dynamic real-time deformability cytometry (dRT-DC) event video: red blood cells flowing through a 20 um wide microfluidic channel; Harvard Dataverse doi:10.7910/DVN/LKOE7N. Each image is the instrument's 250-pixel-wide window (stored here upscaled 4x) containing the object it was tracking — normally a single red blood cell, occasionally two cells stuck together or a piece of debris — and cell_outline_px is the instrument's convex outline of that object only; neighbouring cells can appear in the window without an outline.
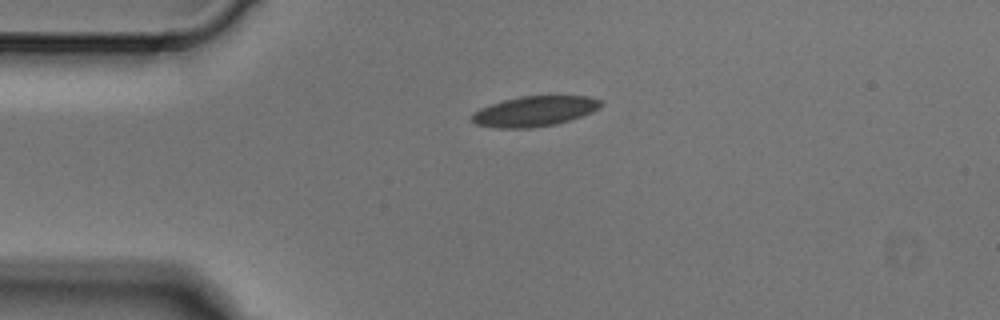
{"species": "Egyptian fruit bat (a non-hibernating species)", "species_latin": "Rousettus aegyptiacus", "temperature_condition": "cold", "stored_images_in_passage": 2, "camera_frame_rate_fps": 3000, "um_per_image_px": 0.085, "animal": {"sex": "male"}, "frame": {"image": 1, "passage_image": 2, "time_ms": 0.333, "image_size_px": [1000, 320], "cell_outline_px": [[600, 108], [592, 112], [572, 120], [556, 124], [532, 128], [496, 128], [476, 124], [472, 120], [472, 112], [480, 108], [504, 100], [520, 96], [588, 96], [600, 100]], "centroid_in_image_um": [45.43, 9.46], "position_along_channel_um": 39.6, "area_um2": 22.72}}